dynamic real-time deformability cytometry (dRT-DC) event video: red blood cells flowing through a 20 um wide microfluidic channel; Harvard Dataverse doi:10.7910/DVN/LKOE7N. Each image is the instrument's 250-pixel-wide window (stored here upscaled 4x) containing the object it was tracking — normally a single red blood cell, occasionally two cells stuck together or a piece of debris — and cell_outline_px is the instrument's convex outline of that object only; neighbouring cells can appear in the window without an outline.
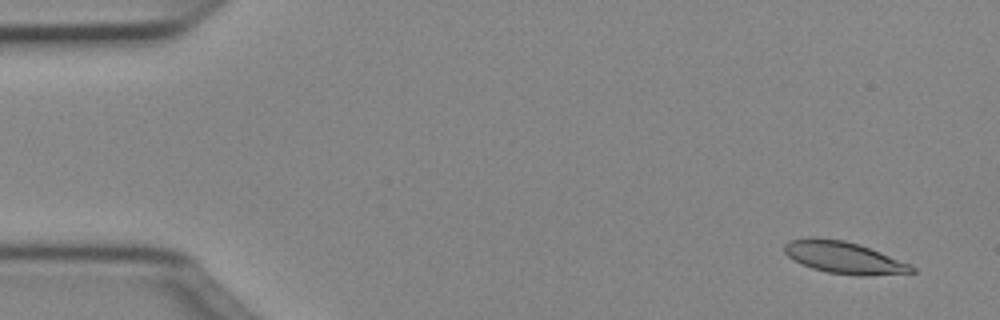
{"species": "Egyptian fruit bat (a non-hibernating species)", "species_latin": "Rousettus aegyptiacus", "temperature_condition": "cold", "stored_images_in_passage": 49, "camera_frame_rate_fps": 3000, "um_per_image_px": 0.085, "animal": {"sex": "female"}, "frame": {"image": 1, "passage_image": 2, "time_ms": 0.333, "image_size_px": [1000, 320], "cell_outline_px": [[916, 272], [864, 276], [860, 276], [828, 272], [812, 268], [792, 260], [784, 252], [784, 244], [788, 240], [808, 236], [812, 236], [844, 240], [860, 244], [912, 264], [916, 268]], "centroid_in_image_um": [71.72, 21.87], "position_along_channel_um": 13.3, "area_um2": 24.1}}
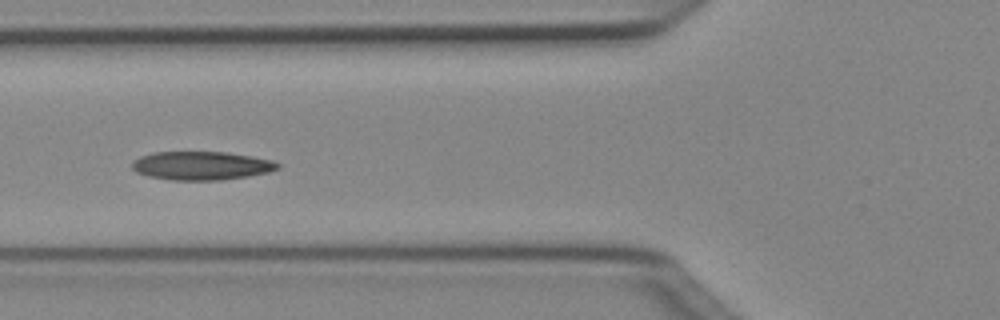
{"frame": {"image": 2, "passage_image": 18, "time_ms": 5.667, "image_size_px": [1000, 320], "cell_outline_px": [[280, 168], [268, 172], [248, 176], [220, 180], [172, 180], [148, 176], [136, 172], [132, 168], [132, 160], [140, 156], [152, 152], [224, 152], [252, 156], [272, 160], [280, 164]], "centroid_in_image_um": [17.1, 14.08], "position_along_channel_um": 108.7, "area_um2": 24.28}}
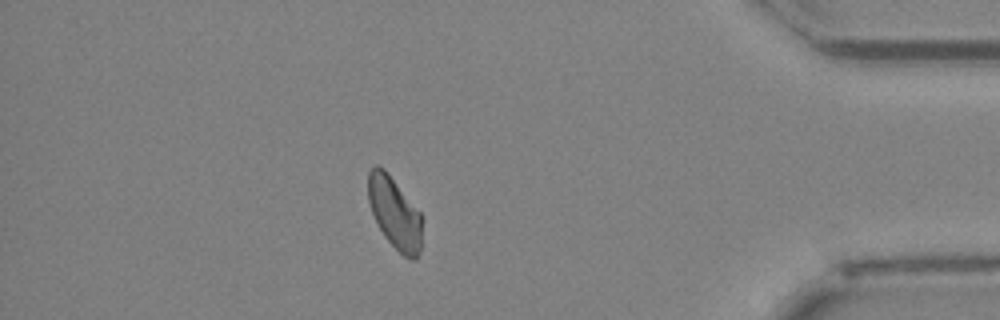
{"frame": {"image": 3, "passage_image": 43, "time_ms": 14.0, "image_size_px": [1000, 320], "cell_outline_px": [[420, 248], [416, 260], [408, 260], [384, 236], [372, 212], [368, 200], [368, 172], [376, 164], [384, 168], [420, 212]], "centroid_in_image_um": [33.52, 18.08], "position_along_channel_um": 401.7, "area_um2": 22.02}, "authors_computed_cell_mechanics": {"area_um2": 23.5246, "velocity_mm_per_s": 4.0009, "shape_relaxation_time_tau1_ms": null, "shape_relaxation_time_tau2_ms": 3.3088, "deformation_change_tau1": null, "deformation_change_tau2": 0.092}}